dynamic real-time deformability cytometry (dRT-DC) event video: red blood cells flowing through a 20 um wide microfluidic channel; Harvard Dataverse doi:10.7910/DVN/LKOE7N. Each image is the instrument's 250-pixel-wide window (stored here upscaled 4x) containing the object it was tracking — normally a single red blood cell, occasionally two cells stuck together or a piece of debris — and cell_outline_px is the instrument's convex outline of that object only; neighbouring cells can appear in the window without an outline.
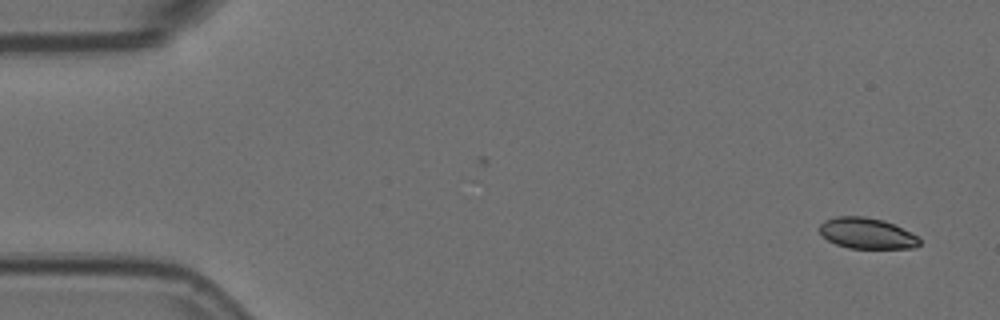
{"species": "Egyptian fruit bat (a non-hibernating species)", "species_latin": "Rousettus aegyptiacus", "temperature_condition": "room temperature", "stored_images_in_passage": 3, "camera_frame_rate_fps": 3000, "um_per_image_px": 0.085, "animal": {"sex": "female"}, "frame": {"image": 1, "passage_image": 3, "time_ms": 0.667, "image_size_px": [1000, 320], "cell_outline_px": [[920, 244], [916, 248], [848, 248], [836, 244], [828, 240], [820, 232], [820, 224], [824, 220], [836, 216], [864, 216], [884, 220], [920, 236]], "centroid_in_image_um": [73.71, 19.83], "position_along_channel_um": 11.3, "area_um2": 18.09}}